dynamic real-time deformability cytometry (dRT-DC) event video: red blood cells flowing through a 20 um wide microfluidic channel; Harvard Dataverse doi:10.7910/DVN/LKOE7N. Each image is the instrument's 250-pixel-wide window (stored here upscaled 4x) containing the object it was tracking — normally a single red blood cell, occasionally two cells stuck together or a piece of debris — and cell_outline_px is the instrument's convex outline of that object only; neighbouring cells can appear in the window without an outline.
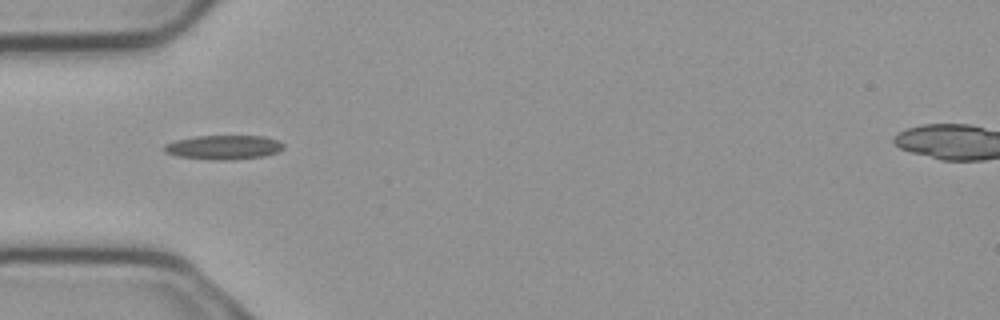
{"species": "common noctule bat (a hibernating species)", "species_latin": "Nyctalus noctula", "temperature_condition": "cold", "stored_images_in_passage": 6, "camera_frame_rate_fps": 3000, "um_per_image_px": 0.085, "animal": {"sex": "male", "body_mass_g": 23.1, "forearm_length_mm": 52.7}, "frame": {"image": 1, "passage_image": 4, "time_ms": 1.0, "image_size_px": [1000, 320], "cell_outline_px": [[284, 148], [276, 152], [264, 156], [232, 160], [212, 160], [176, 156], [164, 152], [164, 144], [176, 140], [196, 136], [264, 136], [276, 140], [284, 144]], "centroid_in_image_um": [18.99, 12.52], "position_along_channel_um": 66.0, "area_um2": 16.88}}
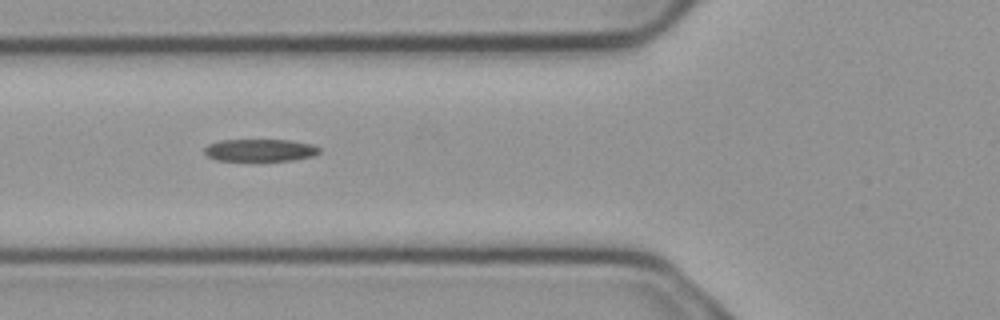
{"frame": {"image": 2, "passage_image": 5, "time_ms": 1.333, "image_size_px": [1000, 320], "cell_outline_px": [[320, 152], [312, 156], [292, 160], [256, 164], [216, 160], [208, 156], [204, 152], [204, 148], [208, 144], [220, 140], [288, 140], [312, 144], [320, 148]], "centroid_in_image_um": [22.06, 12.82], "position_along_channel_um": 103.7, "area_um2": 15.9}}
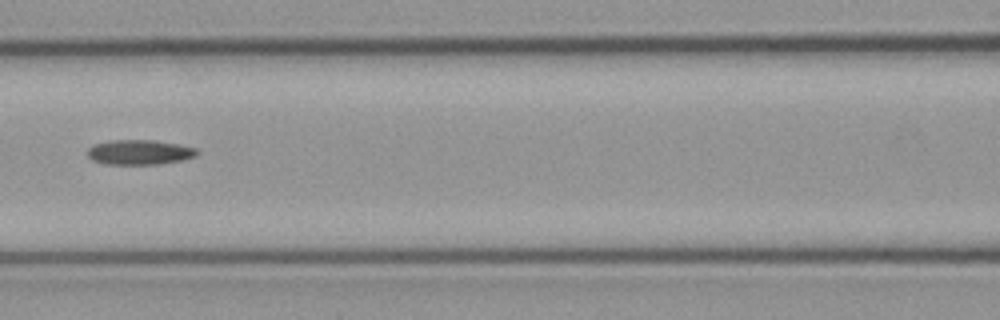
{"frame": {"image": 3, "passage_image": 6, "time_ms": 1.667, "image_size_px": [1000, 320], "cell_outline_px": [[200, 152], [196, 156], [180, 160], [156, 164], [104, 164], [92, 160], [88, 156], [88, 148], [92, 144], [112, 140], [156, 140], [196, 148]], "centroid_in_image_um": [11.83, 12.93], "position_along_channel_um": 154.8, "area_um2": 15.84}}